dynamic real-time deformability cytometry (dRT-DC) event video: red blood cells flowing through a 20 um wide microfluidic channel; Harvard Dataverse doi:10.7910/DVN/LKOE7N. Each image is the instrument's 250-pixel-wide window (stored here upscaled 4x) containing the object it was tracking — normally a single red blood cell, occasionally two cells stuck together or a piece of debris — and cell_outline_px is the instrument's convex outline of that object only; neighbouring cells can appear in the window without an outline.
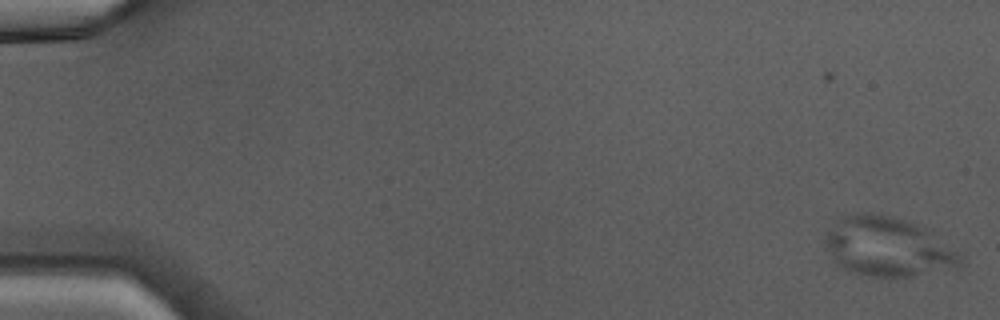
{"species": "Egyptian fruit bat (a non-hibernating species)", "species_latin": "Rousettus aegyptiacus", "temperature_condition": "warm", "stored_images_in_passage": 47, "camera_frame_rate_fps": 3000, "um_per_image_px": 0.085, "animal": {"sex": "male"}, "frame": {"image": 1, "passage_image": 1, "time_ms": 0.0, "image_size_px": [1000, 320], "cell_outline_px": [[964, 260], [960, 268], [912, 276], [868, 276], [852, 272], [844, 268], [832, 260], [824, 244], [824, 236], [840, 216], [860, 212], [864, 212], [892, 216], [924, 224], [932, 228], [960, 252], [964, 256]], "centroid_in_image_um": [75.56, 20.95], "position_along_channel_um": 9.4, "area_um2": 48.15}}
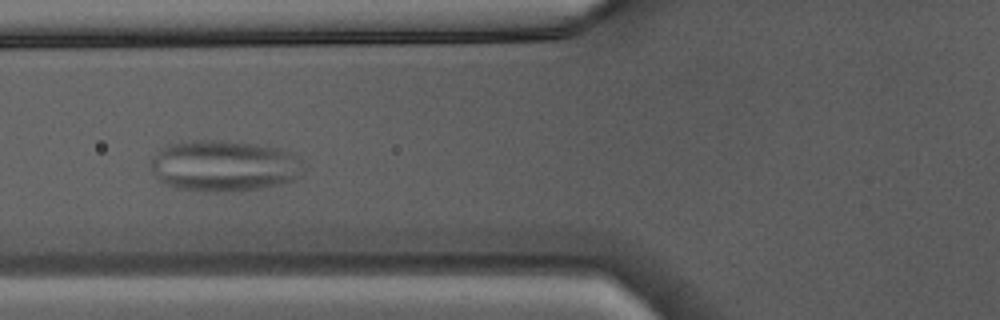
{"frame": {"image": 2, "passage_image": 19, "time_ms": 6.0, "image_size_px": [1000, 320], "cell_outline_px": [[304, 168], [300, 176], [296, 180], [280, 184], [260, 188], [216, 192], [208, 192], [172, 188], [164, 184], [152, 172], [148, 164], [160, 148], [168, 144], [192, 140], [220, 140], [252, 144], [272, 148], [288, 152], [304, 160]], "centroid_in_image_um": [19.0, 14.11], "position_along_channel_um": 106.8, "area_um2": 45.78}}
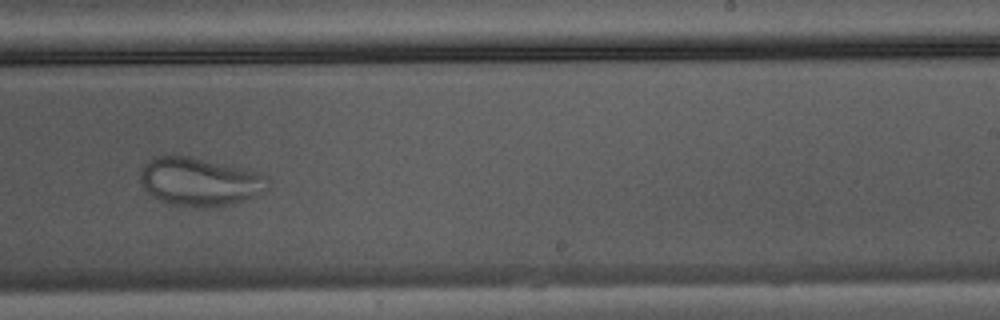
{"frame": {"image": 3, "passage_image": 30, "time_ms": 9.667, "image_size_px": [1000, 320], "cell_outline_px": [[272, 184], [264, 192], [256, 196], [244, 200], [216, 208], [192, 208], [164, 204], [156, 200], [144, 188], [140, 180], [140, 168], [148, 160], [156, 156], [172, 152], [192, 156], [260, 172], [268, 176]], "centroid_in_image_um": [16.96, 15.44], "position_along_channel_um": 272.0, "area_um2": 37.57}}